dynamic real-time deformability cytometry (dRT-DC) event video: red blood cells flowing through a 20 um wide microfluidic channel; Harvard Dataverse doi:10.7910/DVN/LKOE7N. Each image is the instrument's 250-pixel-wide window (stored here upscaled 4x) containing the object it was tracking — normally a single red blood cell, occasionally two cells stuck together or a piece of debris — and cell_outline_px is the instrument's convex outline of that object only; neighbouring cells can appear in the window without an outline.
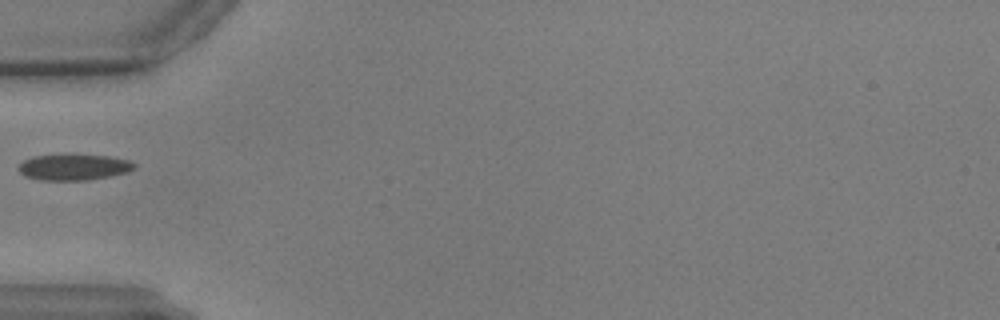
{"species": "common noctule bat (a hibernating species)", "species_latin": "Nyctalus noctula", "temperature_condition": "warm", "stored_images_in_passage": 40, "camera_frame_rate_fps": 3000, "um_per_image_px": 0.085, "animal": {"sex": "male", "body_mass_g": 17.9, "forearm_length_mm": 54.2}, "frame": {"image": 1, "passage_image": 1, "time_ms": 0.0, "image_size_px": [1000, 320], "cell_outline_px": [[136, 168], [128, 172], [88, 180], [40, 180], [24, 176], [16, 168], [24, 160], [32, 156], [72, 152], [108, 156], [128, 160], [136, 164]], "centroid_in_image_um": [6.24, 14.17], "position_along_channel_um": 78.8, "area_um2": 18.26}}
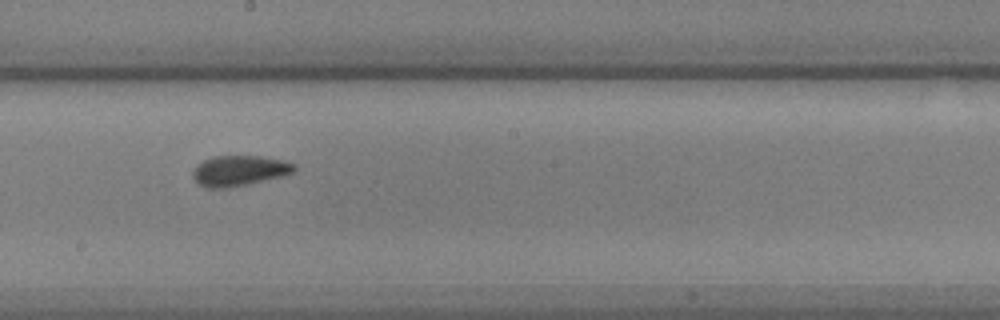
{"frame": {"image": 2, "passage_image": 14, "time_ms": 4.333, "image_size_px": [1000, 320], "cell_outline_px": [[296, 172], [284, 176], [248, 184], [228, 188], [204, 188], [196, 184], [192, 176], [192, 172], [196, 164], [212, 156], [260, 156], [284, 160], [296, 164]], "centroid_in_image_um": [20.33, 14.52], "position_along_channel_um": 227.9, "area_um2": 18.44}}
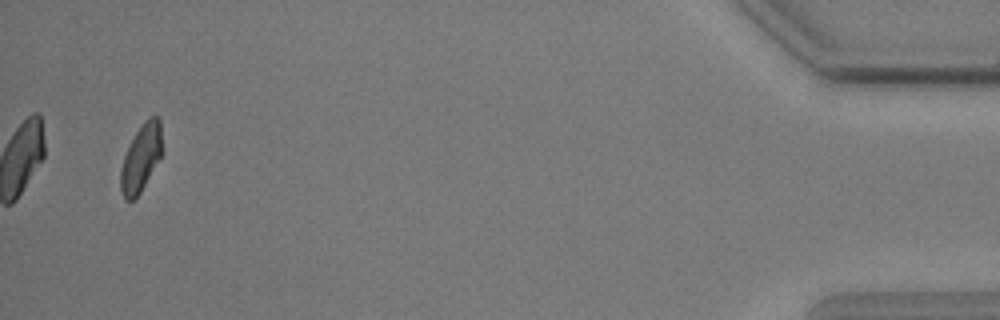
{"frame": {"image": 3, "passage_image": 38, "time_ms": 12.333, "image_size_px": [1000, 320], "cell_outline_px": [[164, 152], [140, 192], [132, 200], [124, 200], [120, 192], [120, 168], [124, 156], [136, 132], [144, 120], [148, 116], [160, 116]], "centroid_in_image_um": [12.02, 13.39], "position_along_channel_um": 423.2, "area_um2": 16.59}}